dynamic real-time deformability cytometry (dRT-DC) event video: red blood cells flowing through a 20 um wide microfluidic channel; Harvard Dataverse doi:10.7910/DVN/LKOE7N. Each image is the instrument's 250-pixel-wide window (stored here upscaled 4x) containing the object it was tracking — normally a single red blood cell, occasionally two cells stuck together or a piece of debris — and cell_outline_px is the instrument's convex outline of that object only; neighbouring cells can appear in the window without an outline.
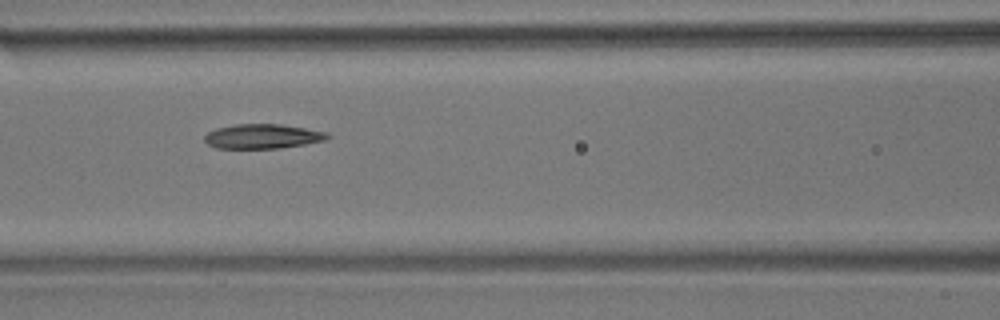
{"species": "common noctule bat (a hibernating species)", "species_latin": "Nyctalus noctula", "temperature_condition": "room temperature", "stored_images_in_passage": 13, "camera_frame_rate_fps": 3000, "um_per_image_px": 0.085, "animal": {"sex": "male", "body_mass_g": 17.9}, "frame": {"image": 1, "passage_image": 6, "time_ms": 7.0, "image_size_px": [1000, 320], "cell_outline_px": [[332, 136], [324, 140], [304, 144], [280, 148], [216, 148], [208, 144], [204, 140], [204, 136], [208, 132], [216, 128], [236, 124], [280, 124], [328, 132]], "centroid_in_image_um": [22.31, 11.58], "position_along_channel_um": 144.3, "area_um2": 17.51}}
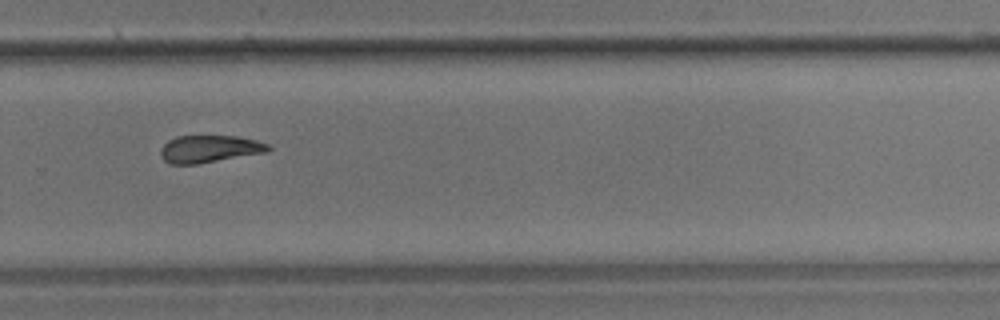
{"frame": {"image": 2, "passage_image": 10, "time_ms": 11.667, "image_size_px": [1000, 320], "cell_outline_px": [[272, 148], [268, 152], [196, 164], [168, 164], [160, 156], [160, 148], [168, 140], [176, 136], [236, 136], [256, 140], [268, 144]], "centroid_in_image_um": [17.78, 12.66], "position_along_channel_um": 312.0, "area_um2": 17.22}}
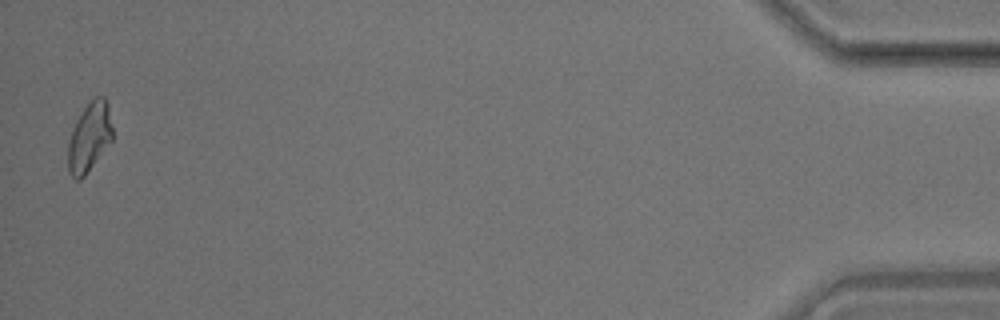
{"frame": {"image": 3, "passage_image": 13, "time_ms": 17.333, "image_size_px": [1000, 320], "cell_outline_px": [[112, 140], [84, 176], [80, 180], [76, 180], [68, 172], [68, 144], [76, 120], [92, 96], [104, 96], [108, 104], [112, 128]], "centroid_in_image_um": [7.6, 11.63], "position_along_channel_um": 427.6, "area_um2": 17.8}, "authors_computed_cell_mechanics": {"area_um2": 17.8024, "velocity_mm_per_s": 3.612, "shape_relaxation_time_tau1_ms": null, "shape_relaxation_time_tau2_ms": 5.5642, "deformation_change_tau1": null, "deformation_change_tau2": 0.1067}}